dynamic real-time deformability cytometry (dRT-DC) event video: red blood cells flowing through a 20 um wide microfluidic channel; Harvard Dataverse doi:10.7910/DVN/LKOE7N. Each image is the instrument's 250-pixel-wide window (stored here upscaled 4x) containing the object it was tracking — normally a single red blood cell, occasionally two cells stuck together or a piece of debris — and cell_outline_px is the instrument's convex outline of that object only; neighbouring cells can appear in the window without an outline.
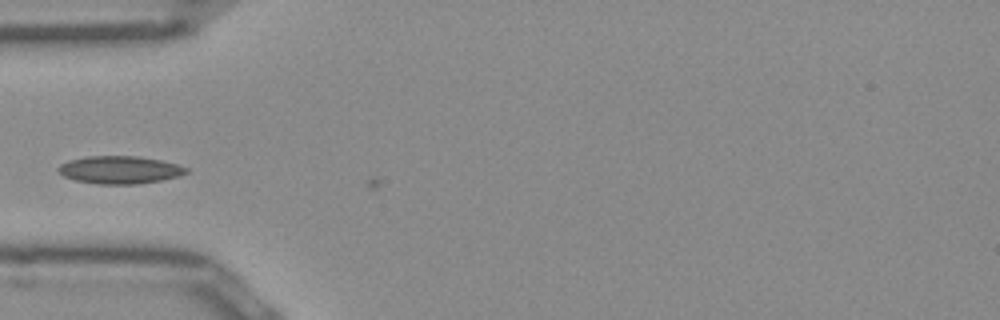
{"species": "Egyptian fruit bat (a non-hibernating species)", "species_latin": "Rousettus aegyptiacus", "temperature_condition": "room temperature", "stored_images_in_passage": 5, "camera_frame_rate_fps": 3000, "um_per_image_px": 0.085, "frame": {"image": 1, "passage_image": 4, "time_ms": 1.0, "image_size_px": [1000, 320], "cell_outline_px": [[188, 172], [180, 176], [160, 180], [136, 184], [96, 184], [76, 180], [64, 176], [56, 168], [60, 164], [72, 160], [88, 156], [136, 156], [160, 160], [176, 164], [188, 168]], "centroid_in_image_um": [10.19, 14.44], "position_along_channel_um": 74.8, "area_um2": 20.46}}